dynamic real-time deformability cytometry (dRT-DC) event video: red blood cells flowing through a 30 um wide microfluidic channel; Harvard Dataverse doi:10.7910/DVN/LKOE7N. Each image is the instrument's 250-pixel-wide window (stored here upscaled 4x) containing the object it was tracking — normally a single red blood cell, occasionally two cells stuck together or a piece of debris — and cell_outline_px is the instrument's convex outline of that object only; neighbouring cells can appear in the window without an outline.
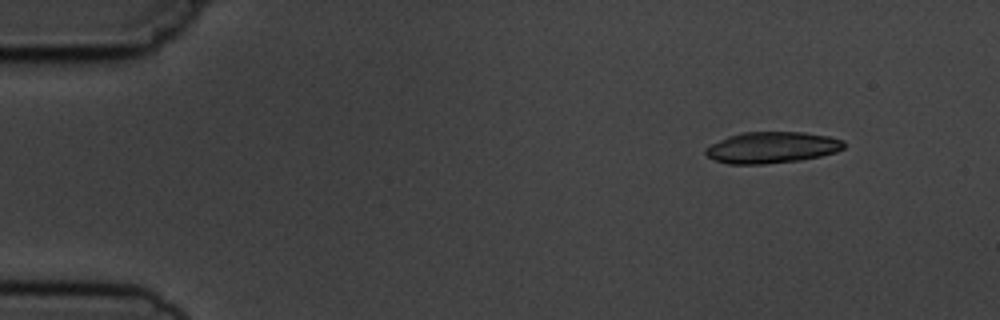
{"species": "common noctule bat (a hibernating species)", "species_latin": "Nyctalus noctula", "temperature_condition": "cold", "stored_images_in_passage": 4, "camera_frame_rate_fps": 3000, "um_per_image_px": 0.085, "animal": {"sex": "male", "body_mass_g": 19.5, "forearm_length_mm": 54.6}, "frame": {"image": 1, "passage_image": 1, "time_ms": 0.0, "image_size_px": [1000, 320], "cell_outline_px": [[844, 148], [836, 152], [820, 156], [800, 160], [764, 164], [728, 164], [716, 160], [708, 156], [704, 152], [704, 148], [728, 136], [740, 132], [804, 132], [828, 136], [844, 140]], "centroid_in_image_um": [65.61, 12.53], "position_along_channel_um": 19.4, "area_um2": 25.26}}
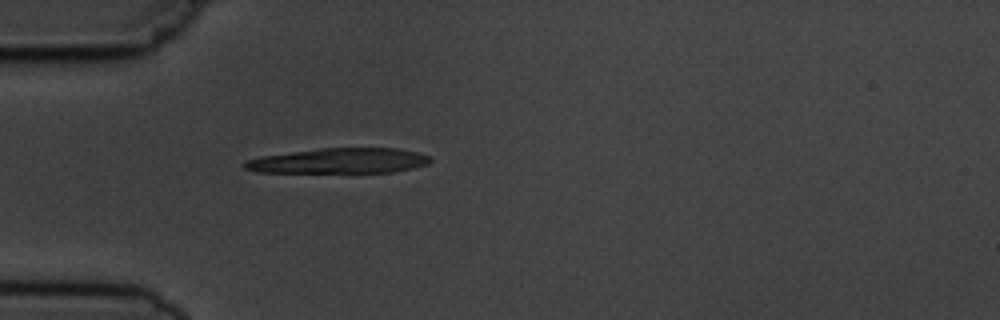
{"frame": {"image": 2, "passage_image": 4, "time_ms": 3.333, "image_size_px": [1000, 320], "cell_outline_px": [[432, 160], [428, 164], [412, 168], [392, 172], [256, 172], [244, 168], [240, 164], [244, 160], [260, 156], [324, 148], [396, 148], [416, 152], [432, 156]], "centroid_in_image_um": [28.81, 13.67], "position_along_channel_um": 56.2, "area_um2": 27.28}}